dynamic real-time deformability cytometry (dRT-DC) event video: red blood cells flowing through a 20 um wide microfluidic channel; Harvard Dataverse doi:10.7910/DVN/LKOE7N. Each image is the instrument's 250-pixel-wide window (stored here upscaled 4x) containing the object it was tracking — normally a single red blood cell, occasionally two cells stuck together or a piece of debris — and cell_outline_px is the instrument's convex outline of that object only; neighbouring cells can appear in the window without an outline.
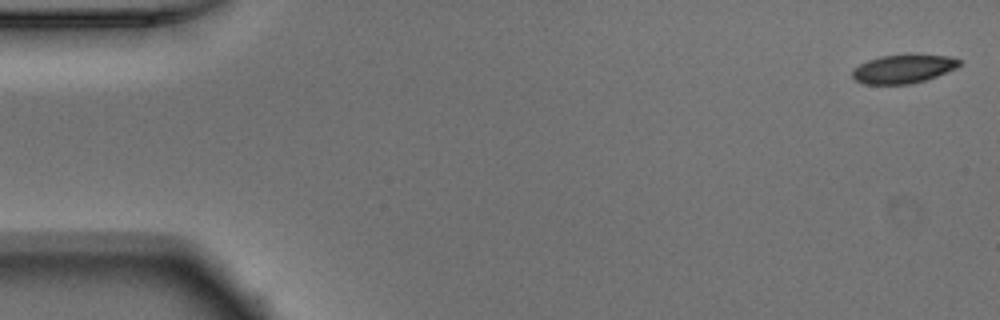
{"species": "Egyptian fruit bat (a non-hibernating species)", "species_latin": "Rousettus aegyptiacus", "temperature_condition": "warm", "stored_images_in_passage": 51, "camera_frame_rate_fps": 3000, "um_per_image_px": 0.085, "animal": {"sex": "male"}, "frame": {"image": 1, "passage_image": 1, "time_ms": 0.0, "image_size_px": [1000, 320], "cell_outline_px": [[964, 64], [956, 68], [936, 76], [912, 84], [864, 84], [856, 80], [852, 76], [852, 72], [860, 64], [868, 60], [880, 56], [908, 52], [952, 56], [960, 60]], "centroid_in_image_um": [76.85, 5.81], "position_along_channel_um": 8.2, "area_um2": 18.44}}
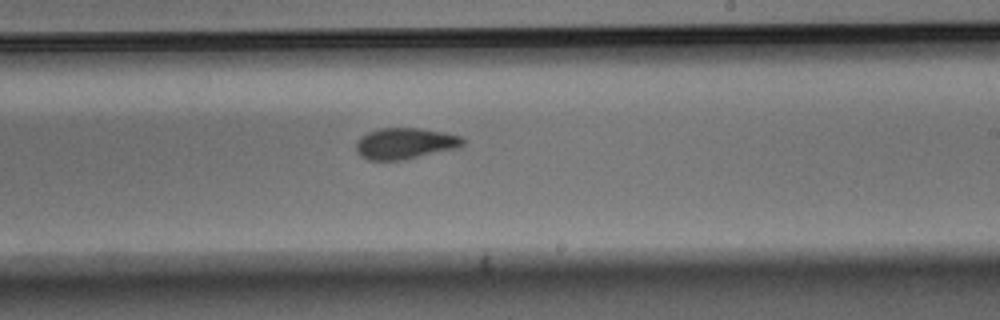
{"frame": {"image": 2, "passage_image": 30, "time_ms": 9.667, "image_size_px": [1000, 320], "cell_outline_px": [[464, 144], [460, 148], [400, 160], [368, 160], [360, 156], [356, 152], [356, 144], [360, 136], [368, 132], [380, 128], [420, 128], [444, 132], [460, 136], [464, 140]], "centroid_in_image_um": [34.42, 12.19], "position_along_channel_um": 254.6, "area_um2": 19.48}}
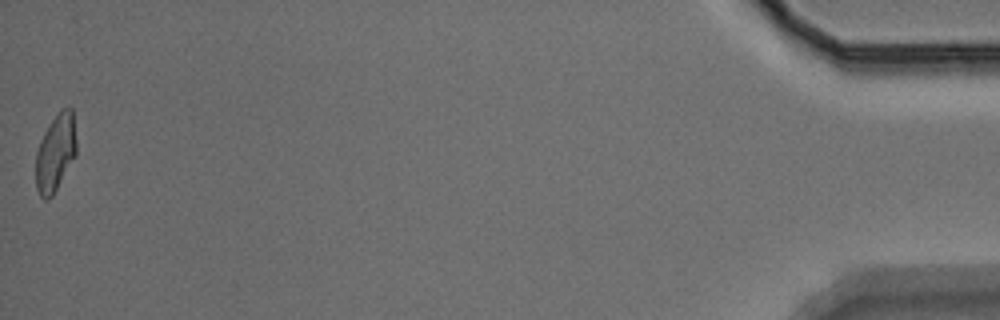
{"frame": {"image": 3, "passage_image": 51, "time_ms": 16.667, "image_size_px": [1000, 320], "cell_outline_px": [[76, 152], [52, 196], [48, 200], [44, 200], [40, 196], [36, 188], [36, 152], [40, 140], [44, 132], [60, 108], [72, 108], [76, 140]], "centroid_in_image_um": [4.69, 12.97], "position_along_channel_um": 430.5, "area_um2": 17.98}, "authors_computed_cell_mechanics": {"area_um2": 19.1318, "velocity_mm_per_s": 3.916, "shape_relaxation_time_tau1_ms": 5.0127, "shape_relaxation_time_tau2_ms": 1.3986, "deformation_change_tau1": 0.1826, "deformation_change_tau2": 0.0778}}